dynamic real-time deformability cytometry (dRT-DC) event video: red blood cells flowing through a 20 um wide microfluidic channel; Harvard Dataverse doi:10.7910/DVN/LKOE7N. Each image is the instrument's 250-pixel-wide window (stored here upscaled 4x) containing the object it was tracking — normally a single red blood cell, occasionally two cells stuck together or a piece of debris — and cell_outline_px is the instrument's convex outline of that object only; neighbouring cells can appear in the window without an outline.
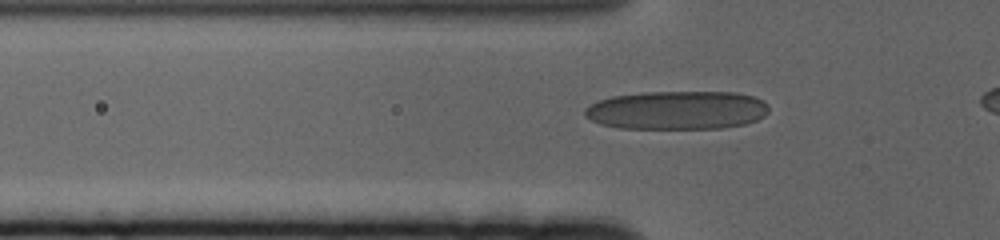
{"species": "human", "species_latin": "Homo sapiens", "temperature_condition": "cold", "stored_images_in_passage": 47, "camera_frame_rate_fps": 3000, "um_per_image_px": 0.085, "donor": {"sex": "female"}, "frame": {"image": 1, "passage_image": 13, "time_ms": 4.0, "image_size_px": [1000, 240], "cell_outline_px": [[768, 112], [764, 116], [756, 120], [744, 124], [724, 128], [620, 128], [600, 124], [584, 116], [584, 108], [600, 100], [612, 96], [644, 92], [736, 92], [756, 96], [764, 100], [768, 104]], "centroid_in_image_um": [57.58, 9.36], "position_along_channel_um": 68.2, "area_um2": 41.56}}
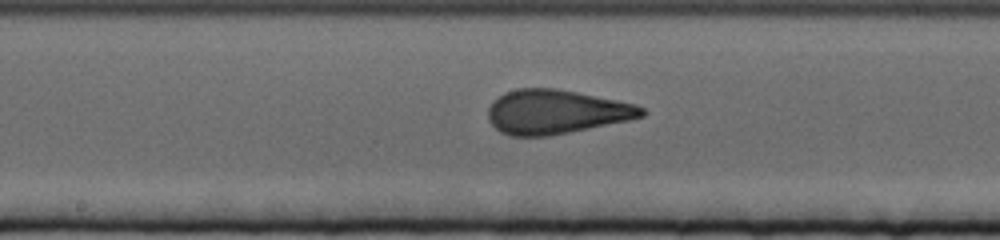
{"frame": {"image": 2, "passage_image": 25, "time_ms": 8.0, "image_size_px": [1000, 240], "cell_outline_px": [[648, 112], [644, 116], [628, 120], [548, 136], [508, 136], [500, 132], [488, 120], [488, 108], [492, 100], [504, 92], [516, 88], [556, 88], [636, 104], [644, 108]], "centroid_in_image_um": [47.22, 9.5], "position_along_channel_um": 201.0, "area_um2": 39.54}}
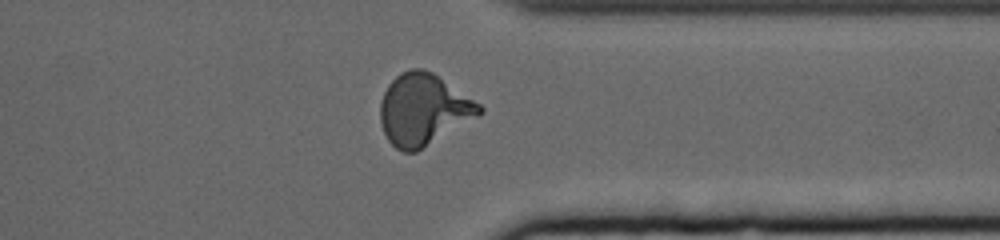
{"frame": {"image": 3, "passage_image": 41, "time_ms": 13.333, "image_size_px": [1000, 240], "cell_outline_px": [[484, 112], [480, 116], [416, 152], [404, 152], [396, 148], [388, 140], [384, 132], [380, 120], [380, 104], [384, 92], [388, 84], [400, 72], [412, 68], [424, 68], [432, 72], [480, 104], [484, 108]], "centroid_in_image_um": [36.0, 9.32], "position_along_channel_um": 375.4, "area_um2": 41.27}, "authors_computed_cell_mechanics": {"area_um2": 39.2462, "velocity_mm_per_s": 3.3262, "shape_relaxation_time_tau1_ms": 6.1955, "shape_relaxation_time_tau2_ms": 0.9122, "deformation_change_tau1": 0.204, "deformation_change_tau2": 0.0796}}